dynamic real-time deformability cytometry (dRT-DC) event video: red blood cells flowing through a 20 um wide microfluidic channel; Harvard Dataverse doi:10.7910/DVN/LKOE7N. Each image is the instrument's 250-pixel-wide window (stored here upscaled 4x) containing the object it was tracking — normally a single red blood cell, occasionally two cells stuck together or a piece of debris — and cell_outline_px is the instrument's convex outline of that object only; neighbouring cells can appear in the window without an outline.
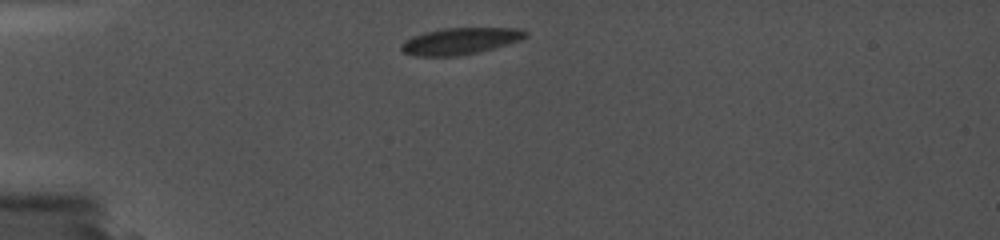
{"species": "common noctule bat (a hibernating species)", "species_latin": "Nyctalus noctula", "temperature_condition": "cold", "stored_images_in_passage": 25, "camera_frame_rate_fps": 5000, "um_per_image_px": 0.085, "animal": {"sex": "female", "body_mass_g": 19.0, "forearm_length_mm": 56.7}, "frame": {"image": 1, "passage_image": 1, "time_ms": 0.0, "image_size_px": [1000, 240], "cell_outline_px": [[528, 36], [520, 40], [492, 48], [476, 52], [456, 56], [416, 56], [404, 52], [400, 48], [400, 44], [404, 40], [412, 36], [424, 32], [444, 28], [524, 28], [528, 32]], "centroid_in_image_um": [39.1, 3.48], "position_along_channel_um": 45.9, "area_um2": 19.25}}
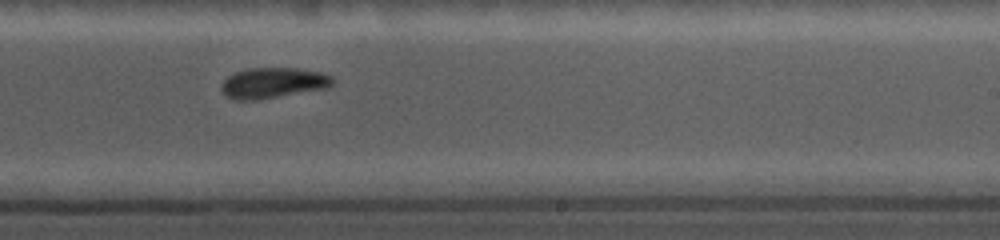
{"frame": {"image": 2, "passage_image": 14, "time_ms": 6.8, "image_size_px": [1000, 240], "cell_outline_px": [[332, 84], [328, 88], [260, 100], [232, 100], [224, 96], [220, 88], [224, 80], [228, 76], [236, 72], [248, 68], [296, 68], [320, 72], [332, 76]], "centroid_in_image_um": [23.17, 7.06], "position_along_channel_um": 265.8, "area_um2": 20.06}}
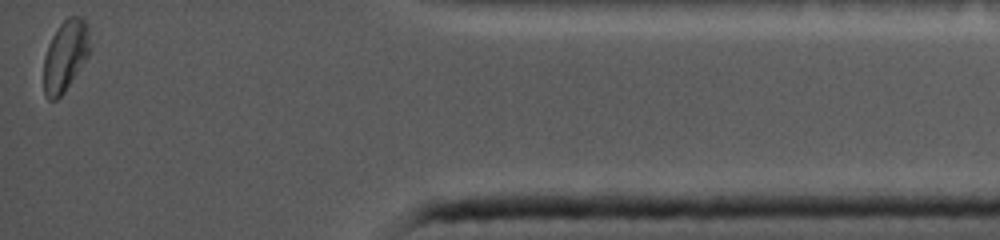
{"frame": {"image": 3, "passage_image": 25, "time_ms": 12.0, "image_size_px": [1000, 240], "cell_outline_px": [[88, 56], [64, 92], [56, 100], [48, 100], [44, 96], [44, 56], [48, 44], [52, 36], [60, 24], [68, 16], [80, 16], [88, 24]], "centroid_in_image_um": [5.52, 4.74], "position_along_channel_um": 429.7, "area_um2": 18.96}}